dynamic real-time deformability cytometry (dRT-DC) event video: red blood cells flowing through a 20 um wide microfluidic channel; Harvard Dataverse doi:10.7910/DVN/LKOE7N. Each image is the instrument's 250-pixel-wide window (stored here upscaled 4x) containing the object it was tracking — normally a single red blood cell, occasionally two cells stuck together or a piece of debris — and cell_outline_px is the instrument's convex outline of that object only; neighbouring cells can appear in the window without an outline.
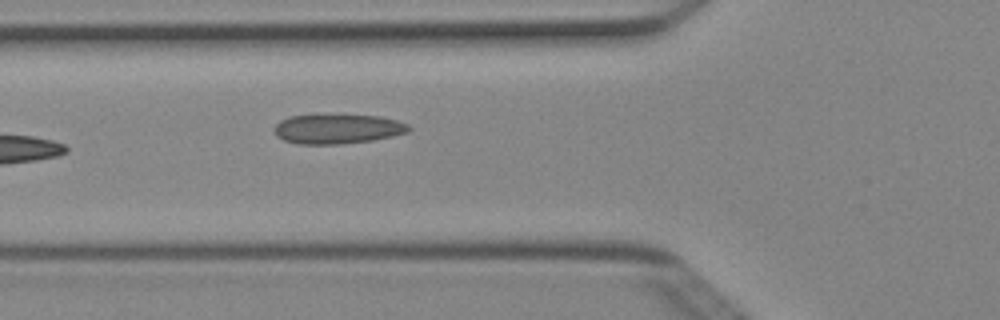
{"species": "Egyptian fruit bat (a non-hibernating species)", "species_latin": "Rousettus aegyptiacus", "temperature_condition": "cold", "stored_images_in_passage": 5, "camera_frame_rate_fps": 3000, "um_per_image_px": 0.085, "animal": {"sex": "female"}, "frame": {"image": 1, "passage_image": 5, "time_ms": 1.333, "image_size_px": [1000, 320], "cell_outline_px": [[412, 128], [408, 132], [392, 136], [372, 140], [340, 144], [296, 144], [284, 140], [276, 136], [272, 128], [280, 120], [288, 116], [380, 116], [396, 120], [408, 124]], "centroid_in_image_um": [28.66, 10.98], "position_along_channel_um": 97.1, "area_um2": 22.95}}